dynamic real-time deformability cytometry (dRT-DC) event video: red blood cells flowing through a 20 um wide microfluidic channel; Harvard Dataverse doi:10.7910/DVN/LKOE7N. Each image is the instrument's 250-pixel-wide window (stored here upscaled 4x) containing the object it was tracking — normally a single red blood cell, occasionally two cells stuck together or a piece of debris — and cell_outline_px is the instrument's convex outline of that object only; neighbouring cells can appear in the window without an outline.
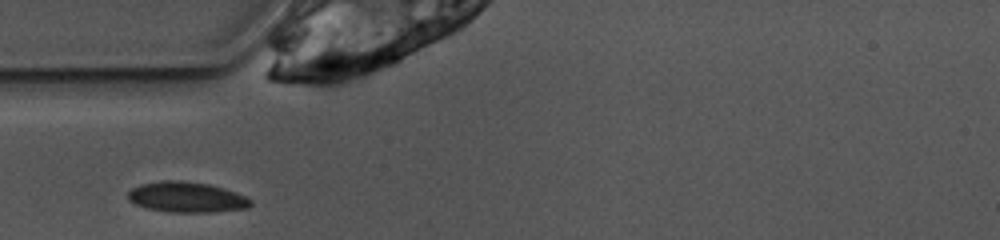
{"species": "common noctule bat (a hibernating species)", "species_latin": "Nyctalus noctula", "temperature_condition": "warm", "stored_images_in_passage": 24, "camera_frame_rate_fps": 3000, "um_per_image_px": 0.085, "animal": {"sex": "female", "body_mass_g": 10.0, "forearm_length_mm": 53.1}, "frame": {"image": 1, "passage_image": 1, "time_ms": 0.0, "image_size_px": [1000, 240], "cell_outline_px": [[252, 204], [248, 208], [212, 212], [168, 212], [148, 208], [136, 204], [128, 200], [128, 192], [132, 188], [140, 184], [164, 180], [180, 180], [208, 184], [224, 188], [248, 196], [252, 200]], "centroid_in_image_um": [15.89, 16.75], "position_along_channel_um": 69.1, "area_um2": 21.91}}
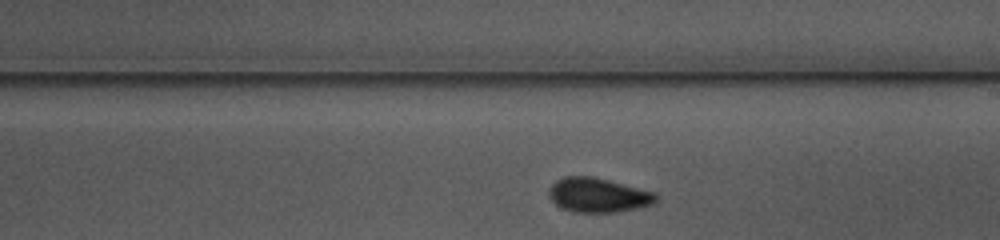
{"frame": {"image": 2, "passage_image": 14, "time_ms": 4.333, "image_size_px": [1000, 240], "cell_outline_px": [[656, 200], [652, 204], [636, 208], [616, 212], [572, 212], [556, 204], [548, 196], [548, 188], [556, 180], [564, 176], [592, 176], [656, 192]], "centroid_in_image_um": [50.81, 16.57], "position_along_channel_um": 238.2, "area_um2": 21.39}}
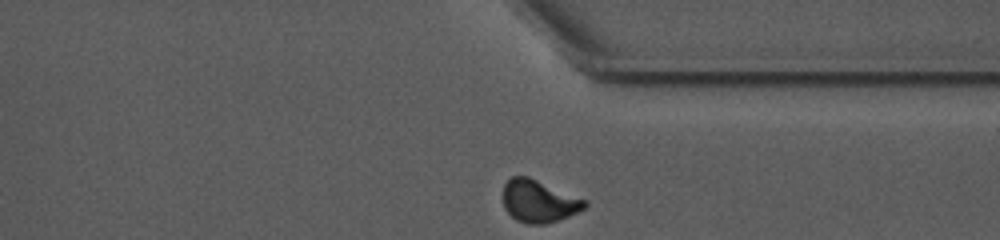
{"frame": {"image": 3, "passage_image": 24, "time_ms": 7.667, "image_size_px": [1000, 240], "cell_outline_px": [[588, 204], [584, 208], [568, 216], [544, 224], [528, 224], [516, 220], [504, 208], [504, 184], [512, 176], [528, 176], [588, 200]], "centroid_in_image_um": [45.81, 17.09], "position_along_channel_um": 365.6, "area_um2": 20.06}}